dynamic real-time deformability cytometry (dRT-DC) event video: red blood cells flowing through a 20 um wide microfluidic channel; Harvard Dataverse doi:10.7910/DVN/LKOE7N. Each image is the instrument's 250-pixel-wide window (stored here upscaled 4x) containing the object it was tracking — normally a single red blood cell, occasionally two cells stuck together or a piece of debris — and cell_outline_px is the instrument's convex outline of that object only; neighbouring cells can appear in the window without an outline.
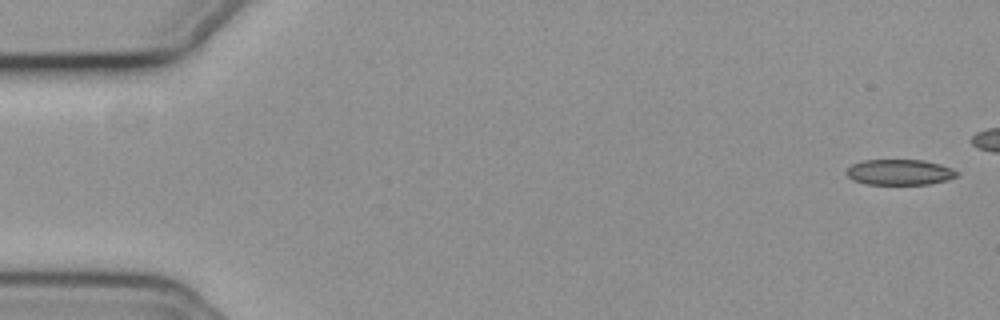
{"species": "common noctule bat (a hibernating species)", "species_latin": "Nyctalus noctula", "temperature_condition": "cold", "stored_images_in_passage": 16, "camera_frame_rate_fps": 3000, "um_per_image_px": 0.085, "animal": {"sex": "female", "body_mass_g": 19.3, "forearm_length_mm": 54.1}, "frame": {"image": 1, "passage_image": 1, "time_ms": 0.0, "image_size_px": [1000, 320], "cell_outline_px": [[960, 176], [948, 180], [928, 184], [868, 184], [852, 180], [844, 172], [852, 164], [864, 160], [924, 160], [940, 164], [952, 168], [960, 172]], "centroid_in_image_um": [76.51, 14.63], "position_along_channel_um": 8.5, "area_um2": 16.65}}
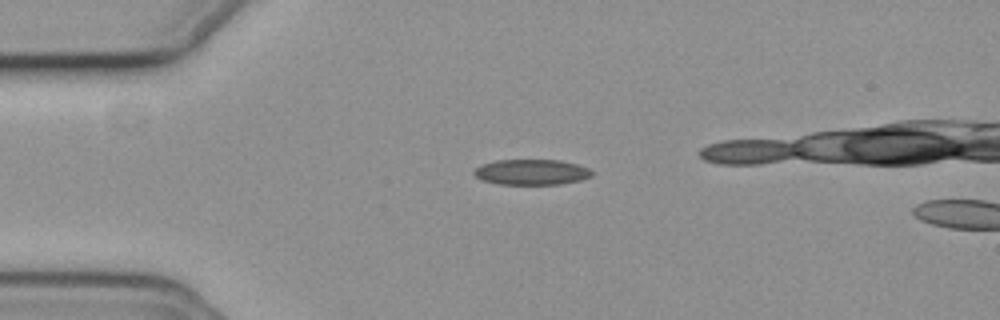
{"frame": {"image": 2, "passage_image": 13, "time_ms": 4.0, "image_size_px": [1000, 320], "cell_outline_px": [[592, 176], [580, 180], [560, 184], [500, 184], [480, 180], [472, 172], [480, 164], [496, 160], [560, 160], [576, 164], [588, 168], [592, 172]], "centroid_in_image_um": [45.14, 14.62], "position_along_channel_um": 39.9, "area_um2": 17.51}}